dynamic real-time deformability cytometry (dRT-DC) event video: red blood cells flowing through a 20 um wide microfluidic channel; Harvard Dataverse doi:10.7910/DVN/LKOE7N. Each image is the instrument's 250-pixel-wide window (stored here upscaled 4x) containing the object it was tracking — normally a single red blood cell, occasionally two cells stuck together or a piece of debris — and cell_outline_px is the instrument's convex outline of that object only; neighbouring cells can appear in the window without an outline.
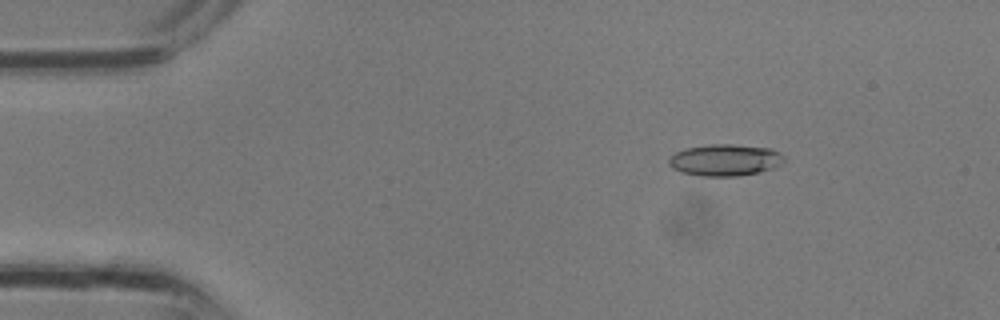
{"species": "common noctule bat (a hibernating species)", "species_latin": "Nyctalus noctula", "temperature_condition": "room temperature", "stored_images_in_passage": 2, "camera_frame_rate_fps": 3000, "um_per_image_px": 0.085, "animal": {"sex": "male", "body_mass_g": 13.3}, "frame": {"image": 1, "passage_image": 1, "time_ms": 0.0, "image_size_px": [1000, 320], "cell_outline_px": [[784, 160], [772, 168], [760, 172], [740, 176], [700, 176], [680, 172], [672, 168], [668, 164], [668, 160], [676, 152], [684, 148], [708, 144], [732, 144], [772, 148], [780, 152], [784, 156]], "centroid_in_image_um": [61.61, 13.6], "position_along_channel_um": 23.4, "area_um2": 21.44}}